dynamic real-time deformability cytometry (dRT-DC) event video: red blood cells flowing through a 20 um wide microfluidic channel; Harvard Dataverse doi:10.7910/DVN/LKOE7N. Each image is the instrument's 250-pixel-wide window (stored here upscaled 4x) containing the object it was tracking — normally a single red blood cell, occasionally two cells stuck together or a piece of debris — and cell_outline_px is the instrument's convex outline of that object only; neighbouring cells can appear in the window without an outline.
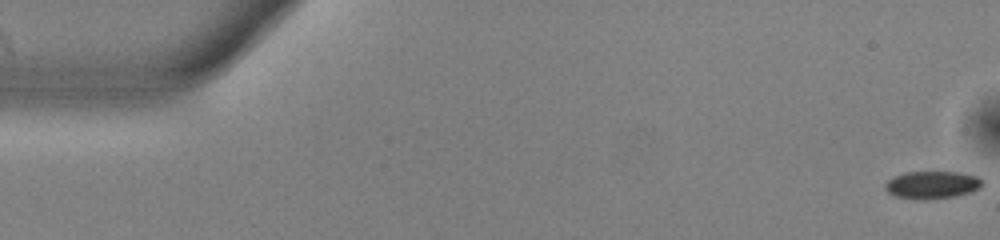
{"species": "common noctule bat (a hibernating species)", "species_latin": "Nyctalus noctula", "temperature_condition": "warm", "stored_images_in_passage": 47, "camera_frame_rate_fps": 3000, "um_per_image_px": 0.085, "animal": {"sex": "male", "body_mass_g": 13.0, "forearm_length_mm": 53.1}, "frame": {"image": 1, "passage_image": 1, "time_ms": 0.0, "image_size_px": [1000, 240], "cell_outline_px": [[984, 184], [980, 188], [972, 192], [956, 196], [924, 200], [896, 196], [888, 192], [884, 188], [884, 184], [892, 176], [904, 172], [960, 172], [976, 176], [984, 180]], "centroid_in_image_um": [79.25, 15.71], "position_along_channel_um": 5.8, "area_um2": 15.84}}
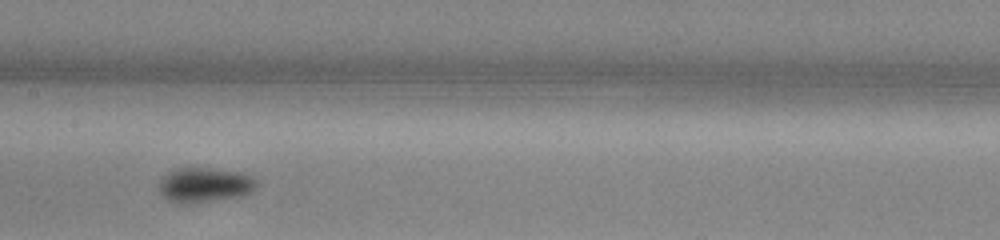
{"frame": {"image": 2, "passage_image": 27, "time_ms": 8.667, "image_size_px": [1000, 240], "cell_outline_px": [[260, 184], [252, 192], [240, 196], [184, 204], [176, 204], [168, 200], [160, 192], [160, 180], [164, 176], [176, 168], [208, 168], [240, 172], [252, 176]], "centroid_in_image_um": [17.43, 15.72], "position_along_channel_um": 190.0, "area_um2": 19.71}}
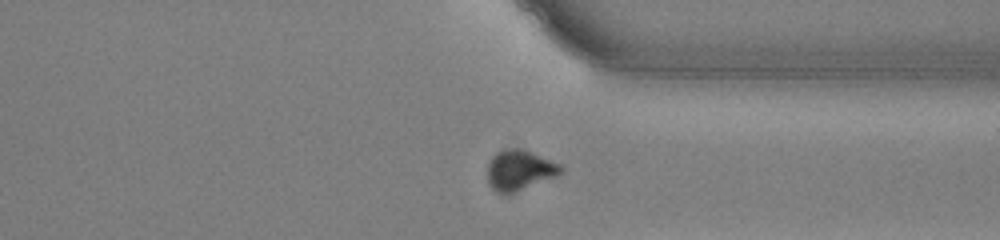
{"frame": {"image": 3, "passage_image": 41, "time_ms": 13.333, "image_size_px": [1000, 240], "cell_outline_px": [[564, 168], [560, 172], [552, 176], [508, 196], [504, 196], [496, 192], [488, 184], [488, 164], [492, 156], [496, 152], [508, 148], [516, 148], [528, 152], [560, 164]], "centroid_in_image_um": [44.07, 14.5], "position_along_channel_um": 367.3, "area_um2": 16.88}}